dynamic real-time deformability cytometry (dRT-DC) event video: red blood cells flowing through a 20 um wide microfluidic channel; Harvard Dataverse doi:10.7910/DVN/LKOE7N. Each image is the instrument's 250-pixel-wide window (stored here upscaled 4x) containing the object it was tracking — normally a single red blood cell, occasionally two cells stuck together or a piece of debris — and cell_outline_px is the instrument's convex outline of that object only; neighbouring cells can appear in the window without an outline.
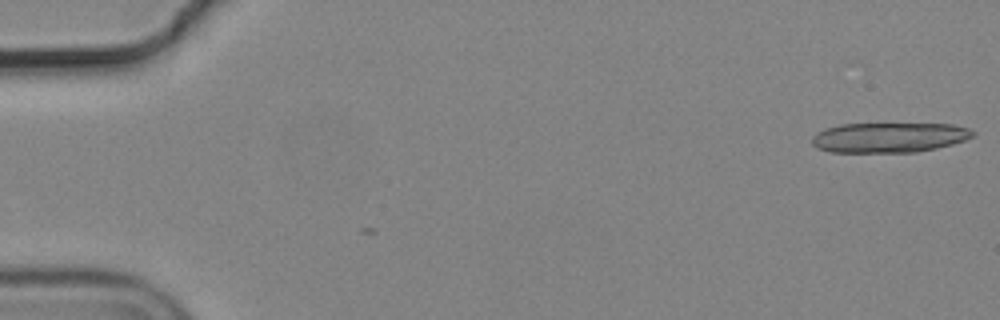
{"species": "common noctule bat (a hibernating species)", "species_latin": "Nyctalus noctula", "temperature_condition": "cold", "stored_images_in_passage": 16, "camera_frame_rate_fps": 3000, "um_per_image_px": 0.085, "animal": {"sex": "male", "body_mass_g": 19.2, "forearm_length_mm": 51.8}, "frame": {"image": 1, "passage_image": 1, "time_ms": 0.0, "image_size_px": [1000, 320], "cell_outline_px": [[976, 136], [952, 144], [936, 148], [916, 152], [832, 152], [816, 148], [812, 144], [812, 136], [828, 128], [840, 124], [952, 124], [968, 128], [976, 132]], "centroid_in_image_um": [75.61, 11.69], "position_along_channel_um": 9.4, "area_um2": 28.03}}